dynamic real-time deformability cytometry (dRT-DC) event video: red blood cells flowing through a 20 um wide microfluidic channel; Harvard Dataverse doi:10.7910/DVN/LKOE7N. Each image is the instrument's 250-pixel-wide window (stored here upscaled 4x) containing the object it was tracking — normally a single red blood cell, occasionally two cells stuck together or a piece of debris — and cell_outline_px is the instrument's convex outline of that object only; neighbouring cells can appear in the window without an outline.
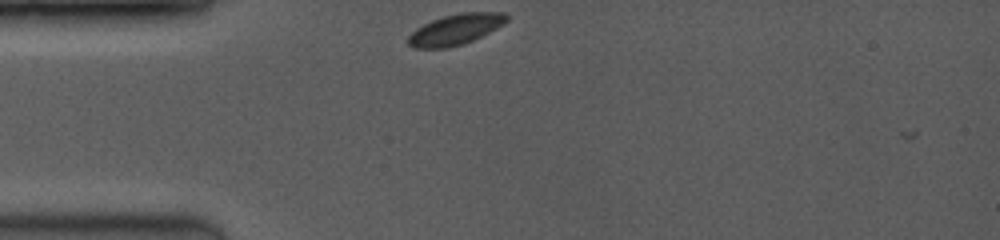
{"species": "common noctule bat (a hibernating species)", "species_latin": "Nyctalus noctula", "temperature_condition": "room temperature", "stored_images_in_passage": 2, "camera_frame_rate_fps": 3500, "um_per_image_px": 0.085, "animal": {"sex": "female", "body_mass_g": 19.0, "forearm_length_mm": 53.3}, "frame": {"image": 1, "passage_image": 1, "time_ms": 0.0, "image_size_px": [1000, 240], "cell_outline_px": [[508, 20], [504, 24], [472, 40], [448, 48], [412, 48], [408, 44], [408, 36], [416, 28], [432, 20], [444, 16], [460, 12], [508, 12]], "centroid_in_image_um": [38.72, 2.49], "position_along_channel_um": 46.3, "area_um2": 17.51}}